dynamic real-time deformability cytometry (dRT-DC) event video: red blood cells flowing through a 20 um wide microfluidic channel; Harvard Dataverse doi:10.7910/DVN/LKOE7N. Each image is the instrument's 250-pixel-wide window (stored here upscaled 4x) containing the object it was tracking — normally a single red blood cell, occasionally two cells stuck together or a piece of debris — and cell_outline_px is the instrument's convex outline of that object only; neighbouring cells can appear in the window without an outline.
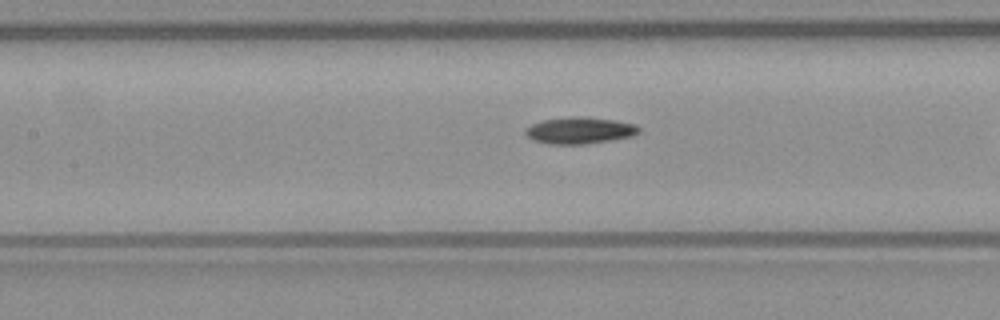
{"species": "common noctule bat (a hibernating species)", "species_latin": "Nyctalus noctula", "temperature_condition": "warm", "stored_images_in_passage": 37, "camera_frame_rate_fps": 3000, "um_per_image_px": 0.085, "animal": {"sex": "male", "body_mass_g": 23.1, "forearm_length_mm": 52.7}, "frame": {"image": 1, "passage_image": 20, "time_ms": 6.333, "image_size_px": [1000, 320], "cell_outline_px": [[640, 132], [632, 136], [612, 140], [584, 144], [548, 144], [532, 140], [524, 132], [524, 128], [532, 124], [544, 120], [572, 116], [580, 116], [616, 120], [636, 124], [640, 128]], "centroid_in_image_um": [49.28, 11.09], "position_along_channel_um": 158.1, "area_um2": 17.74}}
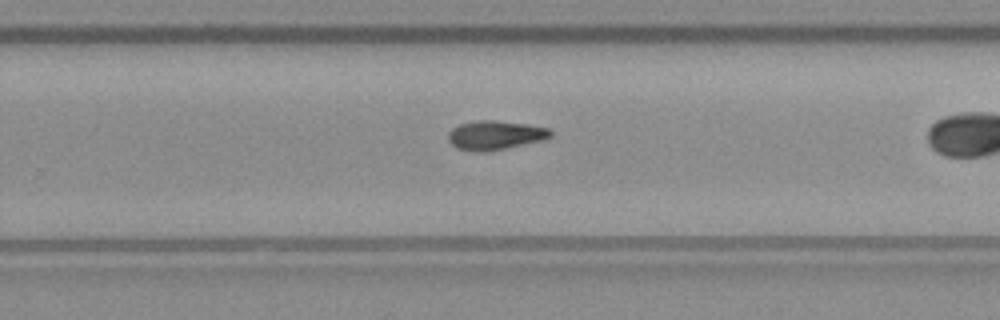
{"frame": {"image": 2, "passage_image": 30, "time_ms": 9.667, "image_size_px": [1000, 320], "cell_outline_px": [[552, 136], [544, 140], [508, 148], [480, 152], [456, 148], [448, 140], [448, 132], [452, 128], [460, 124], [476, 120], [496, 120], [528, 124], [548, 128], [552, 132]], "centroid_in_image_um": [42.1, 11.48], "position_along_channel_um": 287.7, "area_um2": 17.46}}
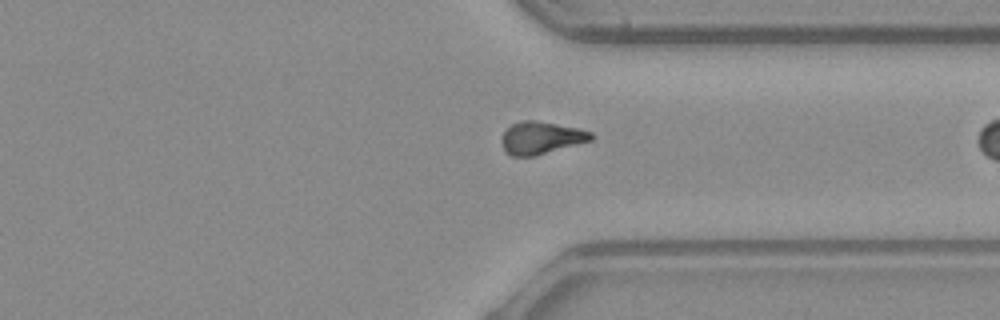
{"frame": {"image": 3, "passage_image": 36, "time_ms": 11.667, "image_size_px": [1000, 320], "cell_outline_px": [[596, 136], [592, 140], [536, 156], [512, 156], [504, 148], [500, 140], [504, 132], [512, 124], [520, 120], [532, 120], [580, 128], [592, 132]], "centroid_in_image_um": [46.03, 11.71], "position_along_channel_um": 365.4, "area_um2": 16.94}}